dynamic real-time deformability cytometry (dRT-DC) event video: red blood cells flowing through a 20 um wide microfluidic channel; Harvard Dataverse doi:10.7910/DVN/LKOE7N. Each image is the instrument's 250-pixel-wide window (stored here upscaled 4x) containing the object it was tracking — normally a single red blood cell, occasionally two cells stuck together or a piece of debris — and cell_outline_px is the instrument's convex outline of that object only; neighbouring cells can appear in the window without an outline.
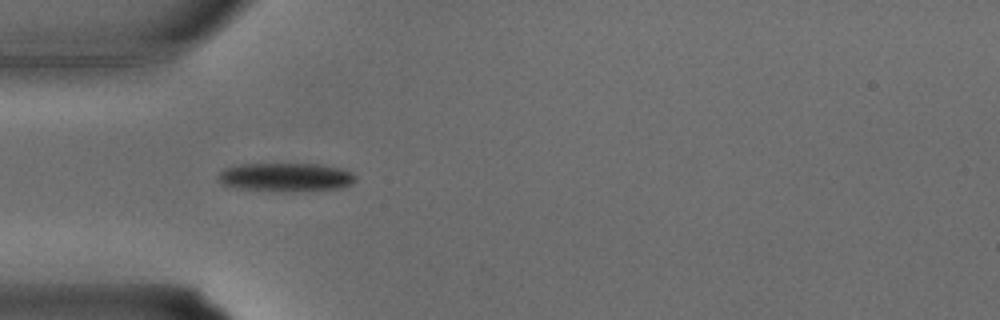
{"species": "common noctule bat (a hibernating species)", "species_latin": "Nyctalus noctula", "temperature_condition": "warm", "stored_images_in_passage": 4, "camera_frame_rate_fps": 3000, "um_per_image_px": 0.085, "animal": {"sex": "male", "body_mass_g": 15.6}, "frame": {"image": 1, "passage_image": 2, "time_ms": 0.333, "image_size_px": [1000, 320], "cell_outline_px": [[356, 180], [340, 188], [300, 192], [292, 192], [236, 188], [220, 184], [216, 176], [224, 168], [240, 164], [320, 164], [340, 168], [352, 172], [356, 176]], "centroid_in_image_um": [24.26, 15.07], "position_along_channel_um": 60.7, "area_um2": 23.18}}